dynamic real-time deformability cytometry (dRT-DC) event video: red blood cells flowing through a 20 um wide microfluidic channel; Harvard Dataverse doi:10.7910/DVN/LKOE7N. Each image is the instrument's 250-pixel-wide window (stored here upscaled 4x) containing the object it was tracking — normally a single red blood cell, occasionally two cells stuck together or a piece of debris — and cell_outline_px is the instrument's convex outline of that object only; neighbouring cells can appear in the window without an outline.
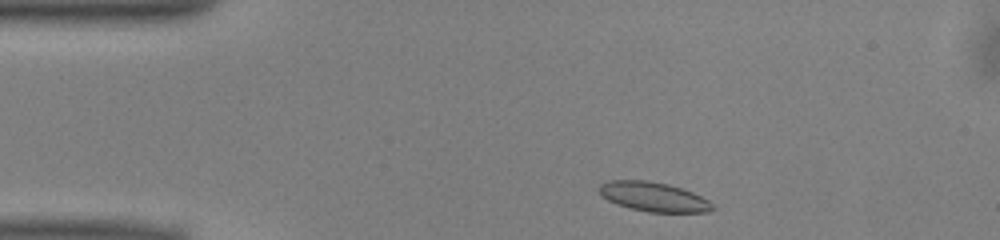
{"species": "common noctule bat (a hibernating species)", "species_latin": "Nyctalus noctula", "temperature_condition": "warm", "stored_images_in_passage": 43, "camera_frame_rate_fps": 3000, "um_per_image_px": 0.085, "animal": {"sex": "male", "body_mass_g": 13.0, "forearm_length_mm": 53.1}, "frame": {"image": 1, "passage_image": 2, "time_ms": 0.333, "image_size_px": [1000, 240], "cell_outline_px": [[716, 208], [708, 212], [648, 212], [616, 204], [608, 200], [596, 188], [600, 184], [608, 180], [648, 180], [668, 184], [692, 192], [708, 200]], "centroid_in_image_um": [55.54, 16.72], "position_along_channel_um": 29.5, "area_um2": 19.36}}
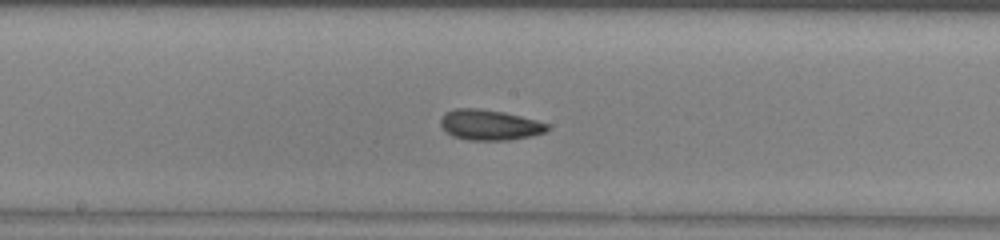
{"frame": {"image": 2, "passage_image": 19, "time_ms": 6.0, "image_size_px": [1000, 240], "cell_outline_px": [[548, 128], [544, 132], [532, 136], [508, 140], [468, 140], [452, 136], [440, 124], [440, 120], [444, 112], [456, 108], [476, 108], [504, 112], [536, 120], [548, 124]], "centroid_in_image_um": [41.59, 10.61], "position_along_channel_um": 206.6, "area_um2": 18.84}}
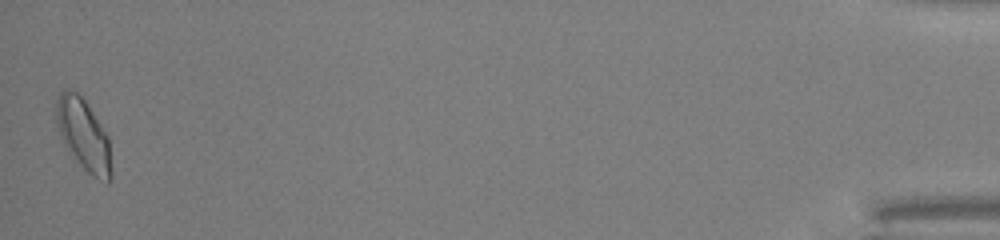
{"frame": {"image": 3, "passage_image": 43, "time_ms": 14.0, "image_size_px": [1000, 240], "cell_outline_px": [[112, 180], [108, 184], [92, 176], [80, 164], [68, 148], [60, 136], [56, 124], [56, 100], [60, 92], [64, 88], [68, 88], [76, 92], [84, 100], [108, 136], [112, 172]], "centroid_in_image_um": [7.11, 11.47], "position_along_channel_um": 428.1, "area_um2": 22.72}, "authors_computed_cell_mechanics": {"area_um2": 18.6116, "velocity_mm_per_s": 4.0251, "shape_relaxation_time_tau1_ms": null, "shape_relaxation_time_tau2_ms": 4.444, "deformation_change_tau1": null, "deformation_change_tau2": 0.0889}}